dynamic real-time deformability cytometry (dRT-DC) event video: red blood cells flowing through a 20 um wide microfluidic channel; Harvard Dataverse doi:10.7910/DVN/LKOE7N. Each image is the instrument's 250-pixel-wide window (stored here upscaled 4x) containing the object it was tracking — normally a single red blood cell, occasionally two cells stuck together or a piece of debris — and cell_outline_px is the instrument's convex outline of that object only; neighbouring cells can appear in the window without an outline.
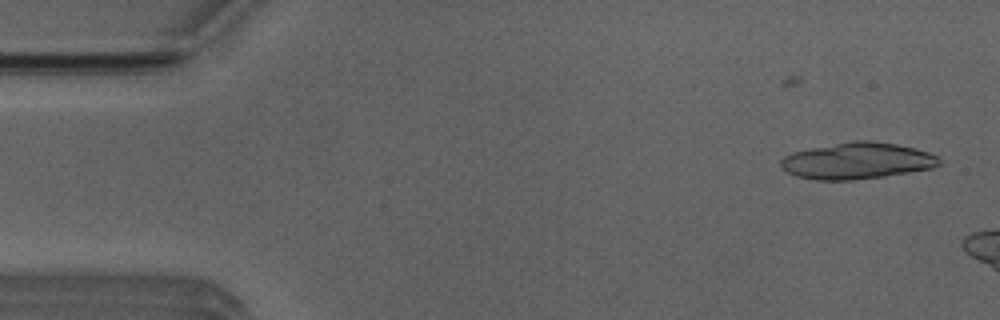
{"species": "Egyptian fruit bat (a non-hibernating species)", "species_latin": "Rousettus aegyptiacus", "temperature_condition": "room temperature", "stored_images_in_passage": 14, "camera_frame_rate_fps": 3000, "um_per_image_px": 0.085, "animal": {"sex": "male"}, "frame": {"image": 1, "passage_image": 1, "time_ms": 0.0, "image_size_px": [1000, 320], "cell_outline_px": [[940, 164], [932, 168], [884, 176], [852, 180], [816, 180], [796, 176], [780, 168], [780, 160], [784, 156], [792, 152], [852, 140], [868, 140], [896, 144], [916, 148], [928, 152], [936, 156], [940, 160]], "centroid_in_image_um": [72.83, 13.67], "position_along_channel_um": 12.2, "area_um2": 33.58}}